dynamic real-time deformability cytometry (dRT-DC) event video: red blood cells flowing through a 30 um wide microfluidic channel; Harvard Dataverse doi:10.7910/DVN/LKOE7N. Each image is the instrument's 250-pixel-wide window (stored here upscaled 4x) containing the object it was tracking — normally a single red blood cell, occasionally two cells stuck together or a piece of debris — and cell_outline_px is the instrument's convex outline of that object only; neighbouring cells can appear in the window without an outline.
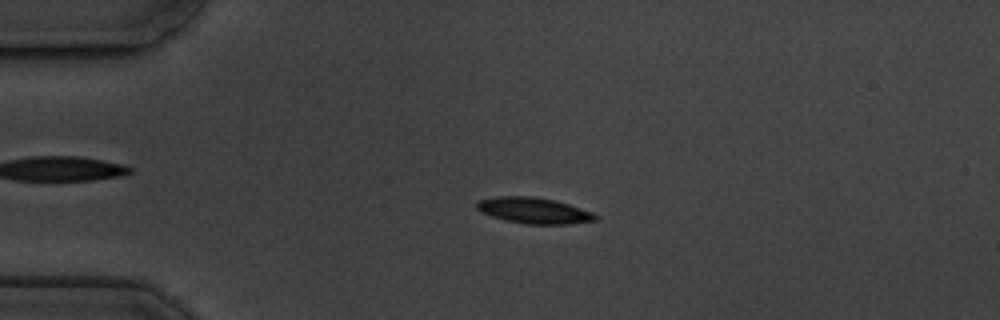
{"species": "common noctule bat (a hibernating species)", "species_latin": "Nyctalus noctula", "temperature_condition": "cold", "stored_images_in_passage": 4, "camera_frame_rate_fps": 3000, "um_per_image_px": 0.085, "animal": {"sex": "male", "body_mass_g": 19.5, "forearm_length_mm": 54.6}, "frame": {"image": 1, "passage_image": 3, "time_ms": 2.333, "image_size_px": [1000, 320], "cell_outline_px": [[600, 216], [596, 220], [568, 224], [528, 224], [504, 220], [492, 216], [476, 208], [476, 204], [480, 200], [496, 196], [532, 196], [556, 200], [592, 212]], "centroid_in_image_um": [45.41, 17.89], "position_along_channel_um": 39.6, "area_um2": 17.86}}